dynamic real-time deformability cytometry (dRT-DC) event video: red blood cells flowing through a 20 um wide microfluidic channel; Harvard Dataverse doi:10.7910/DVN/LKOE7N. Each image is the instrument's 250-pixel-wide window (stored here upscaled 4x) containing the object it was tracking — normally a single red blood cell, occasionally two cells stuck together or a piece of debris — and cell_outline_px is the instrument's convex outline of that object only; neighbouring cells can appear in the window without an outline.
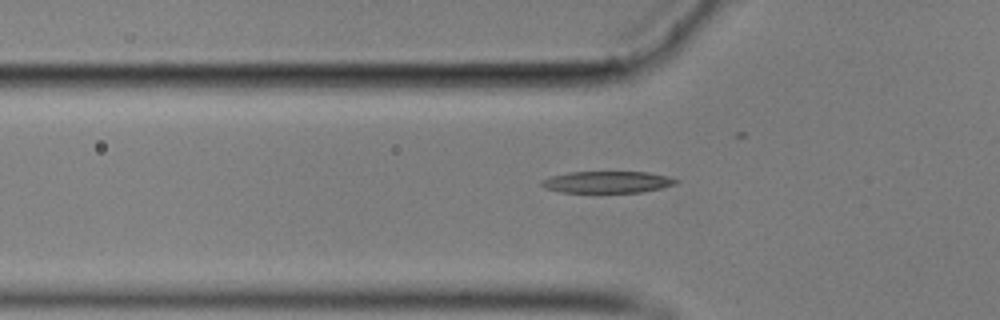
{"species": "common noctule bat (a hibernating species)", "species_latin": "Nyctalus noctula", "temperature_condition": "cold", "stored_images_in_passage": 40, "segment_of_instrument_passage": [1, 2], "camera_frame_rate_fps": 3000, "um_per_image_px": 0.085, "animal": {"sex": "male", "body_mass_g": 17.9}, "frame": {"image": 1, "passage_image": 7, "time_ms": 2.0, "image_size_px": [1000, 320], "cell_outline_px": [[680, 180], [676, 184], [660, 188], [640, 192], [560, 192], [544, 188], [540, 184], [540, 180], [552, 176], [568, 172], [648, 172], [668, 176]], "centroid_in_image_um": [51.6, 15.47], "position_along_channel_um": 74.2, "area_um2": 16.99}}
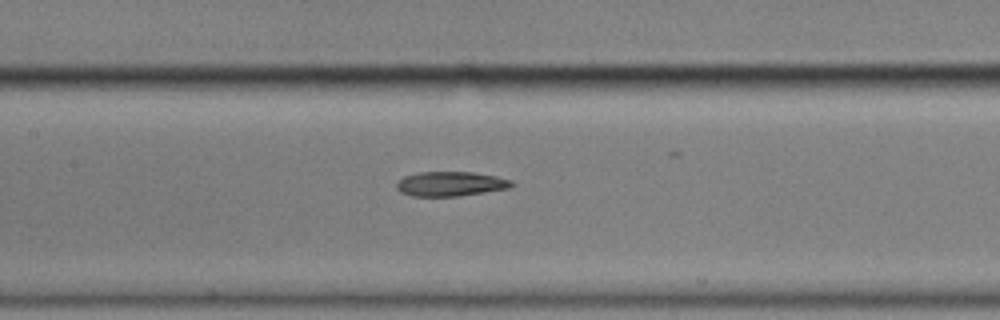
{"frame": {"image": 2, "passage_image": 15, "time_ms": 4.667, "image_size_px": [1000, 320], "cell_outline_px": [[516, 184], [508, 188], [460, 196], [412, 196], [400, 192], [396, 188], [396, 184], [404, 176], [420, 172], [472, 172], [496, 176], [512, 180]], "centroid_in_image_um": [38.31, 15.63], "position_along_channel_um": 169.1, "area_um2": 16.47}}
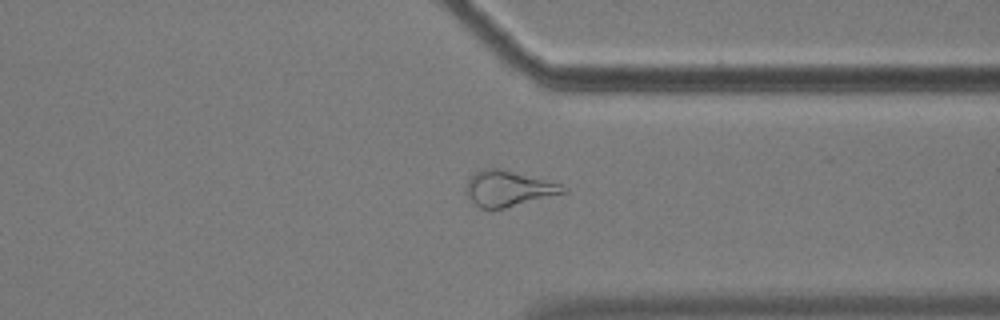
{"frame": {"image": 3, "passage_image": 32, "time_ms": 10.333, "image_size_px": [1000, 320], "cell_outline_px": [[568, 192], [504, 208], [480, 208], [468, 196], [464, 188], [468, 176], [484, 168], [500, 168], [560, 184], [568, 188]], "centroid_in_image_um": [43.18, 16.01], "position_along_channel_um": 368.2, "area_um2": 20.0}}